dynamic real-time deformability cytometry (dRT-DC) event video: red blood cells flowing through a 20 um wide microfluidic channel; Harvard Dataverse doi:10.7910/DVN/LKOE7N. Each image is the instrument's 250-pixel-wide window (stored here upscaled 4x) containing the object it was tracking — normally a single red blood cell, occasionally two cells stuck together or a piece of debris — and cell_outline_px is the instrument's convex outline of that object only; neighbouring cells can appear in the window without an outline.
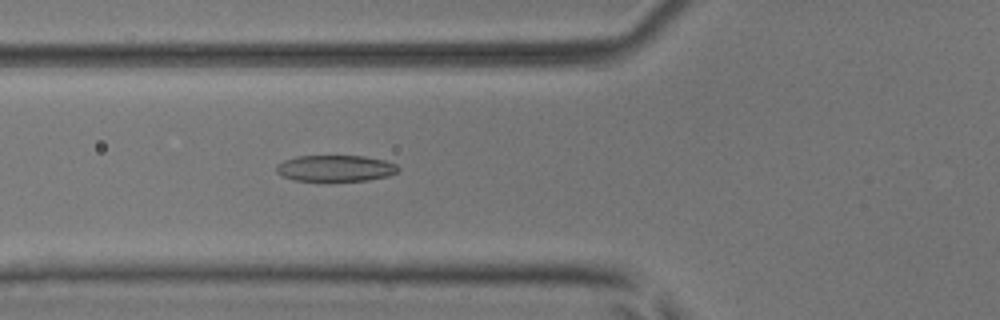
{"species": "common noctule bat (a hibernating species)", "species_latin": "Nyctalus noctula", "temperature_condition": "room temperature", "stored_images_in_passage": 53, "camera_frame_rate_fps": 3000, "um_per_image_px": 0.085, "animal": {"sex": "male", "body_mass_g": 17.9, "forearm_length_mm": 54.2}, "frame": {"image": 1, "passage_image": 20, "time_ms": 6.333, "image_size_px": [1000, 320], "cell_outline_px": [[400, 168], [396, 172], [388, 176], [368, 180], [328, 184], [296, 180], [284, 176], [276, 172], [276, 164], [284, 160], [296, 156], [364, 156], [384, 160], [396, 164]], "centroid_in_image_um": [28.49, 14.35], "position_along_channel_um": 97.3, "area_um2": 19.48}}
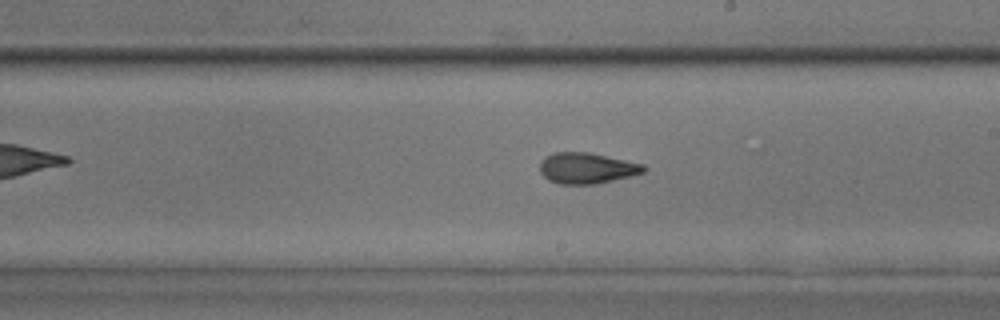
{"frame": {"image": 2, "passage_image": 31, "time_ms": 10.0, "image_size_px": [1000, 320], "cell_outline_px": [[648, 168], [644, 172], [632, 176], [596, 184], [560, 184], [548, 180], [540, 172], [540, 160], [544, 156], [556, 152], [588, 152], [644, 164]], "centroid_in_image_um": [49.88, 14.29], "position_along_channel_um": 239.1, "area_um2": 18.84}}
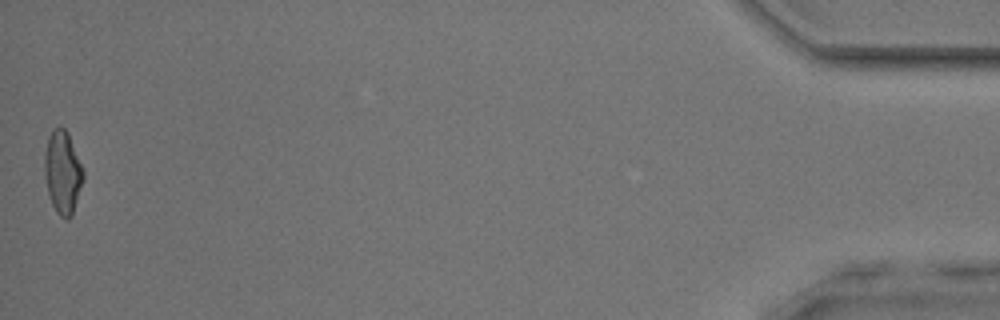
{"frame": {"image": 3, "passage_image": 53, "time_ms": 17.333, "image_size_px": [1000, 320], "cell_outline_px": [[84, 180], [72, 216], [68, 220], [60, 216], [56, 212], [52, 204], [48, 192], [44, 172], [44, 152], [48, 136], [52, 128], [64, 128], [68, 132], [84, 172]], "centroid_in_image_um": [5.32, 14.65], "position_along_channel_um": 429.9, "area_um2": 18.84}, "authors_computed_cell_mechanics": {"area_um2": 18.8428, "velocity_mm_per_s": 3.8761, "shape_relaxation_time_tau1_ms": 3.4739, "shape_relaxation_time_tau2_ms": 2.1926, "deformation_change_tau1": 0.1419, "deformation_change_tau2": 0.1012}}